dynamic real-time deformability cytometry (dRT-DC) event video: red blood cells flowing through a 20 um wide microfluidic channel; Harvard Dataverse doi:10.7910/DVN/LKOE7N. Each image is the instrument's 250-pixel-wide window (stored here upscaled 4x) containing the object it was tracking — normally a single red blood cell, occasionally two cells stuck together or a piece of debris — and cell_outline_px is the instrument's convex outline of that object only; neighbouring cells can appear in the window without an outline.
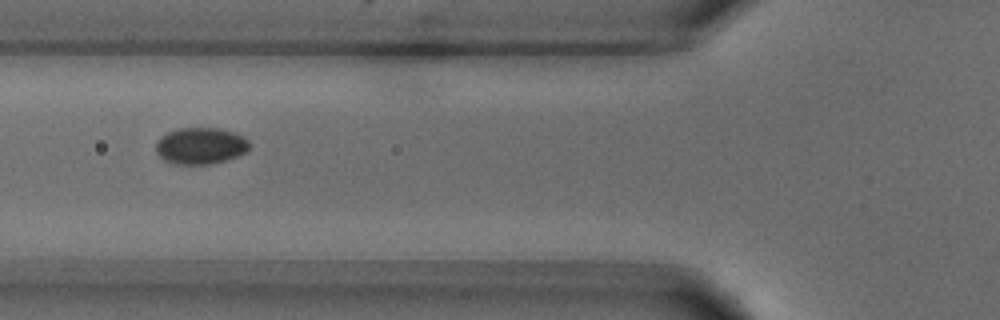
{"species": "common noctule bat (a hibernating species)", "species_latin": "Nyctalus noctula", "temperature_condition": "warm", "stored_images_in_passage": 38, "camera_frame_rate_fps": 3000, "um_per_image_px": 0.085, "animal": {"sex": "male", "body_mass_g": 18.8}, "frame": {"image": 1, "passage_image": 4, "time_ms": 1.0, "image_size_px": [1000, 320], "cell_outline_px": [[248, 148], [244, 152], [236, 156], [224, 160], [208, 164], [176, 164], [164, 160], [156, 152], [156, 140], [160, 136], [176, 128], [216, 128], [232, 132], [244, 136], [248, 140]], "centroid_in_image_um": [16.99, 12.38], "position_along_channel_um": 108.8, "area_um2": 19.77}}
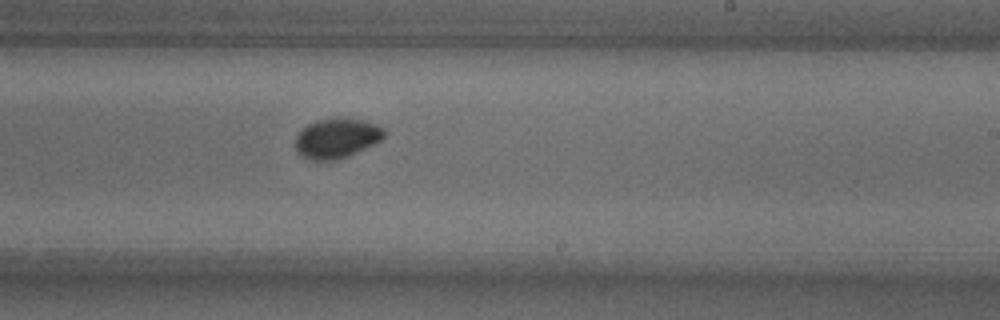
{"frame": {"image": 2, "passage_image": 16, "time_ms": 5.0, "image_size_px": [1000, 320], "cell_outline_px": [[384, 136], [380, 140], [348, 156], [336, 160], [312, 160], [300, 156], [296, 152], [296, 136], [308, 124], [316, 120], [336, 116], [364, 120], [376, 124], [384, 128]], "centroid_in_image_um": [28.6, 11.73], "position_along_channel_um": 260.4, "area_um2": 20.69}}
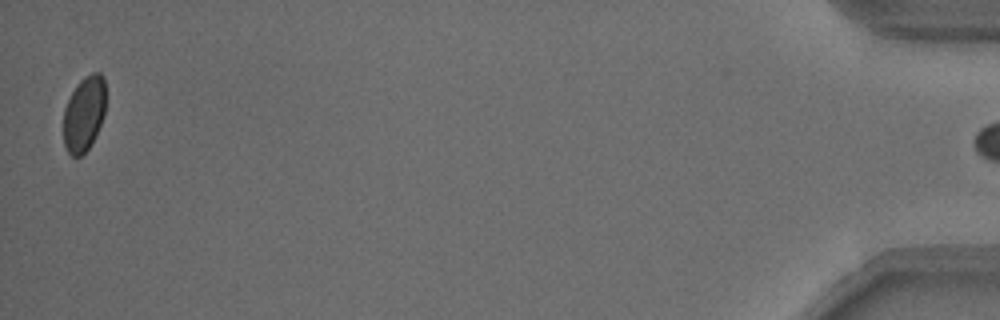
{"frame": {"image": 3, "passage_image": 37, "time_ms": 12.0, "image_size_px": [1000, 320], "cell_outline_px": [[104, 116], [96, 136], [92, 144], [80, 156], [72, 156], [68, 152], [64, 144], [64, 108], [72, 92], [80, 80], [84, 76], [92, 72], [100, 72], [104, 76]], "centroid_in_image_um": [7.15, 9.66], "position_along_channel_um": 428.0, "area_um2": 18.5}}